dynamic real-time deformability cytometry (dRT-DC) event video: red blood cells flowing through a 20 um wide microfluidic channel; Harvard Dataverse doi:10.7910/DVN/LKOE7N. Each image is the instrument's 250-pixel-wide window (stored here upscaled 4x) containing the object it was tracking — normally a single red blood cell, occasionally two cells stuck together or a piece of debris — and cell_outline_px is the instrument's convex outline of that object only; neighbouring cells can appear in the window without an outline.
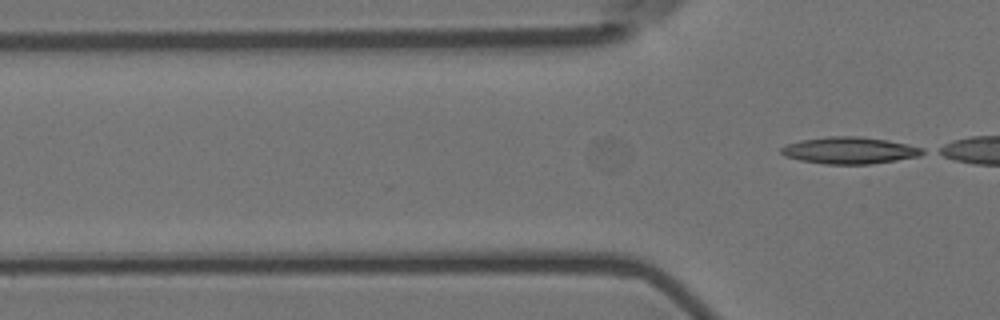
{"species": "Egyptian fruit bat (a non-hibernating species)", "species_latin": "Rousettus aegyptiacus", "temperature_condition": "room temperature", "stored_images_in_passage": 6, "camera_frame_rate_fps": 3000, "um_per_image_px": 0.085, "animal": {"sex": "female"}, "frame": {"image": 1, "passage_image": 6, "time_ms": 1.667, "image_size_px": [1000, 320], "cell_outline_px": [[928, 152], [920, 156], [896, 160], [868, 164], [824, 164], [800, 160], [784, 156], [780, 152], [780, 148], [788, 144], [800, 140], [828, 136], [860, 136], [888, 140], [908, 144], [924, 148]], "centroid_in_image_um": [72.24, 12.78], "position_along_channel_um": 53.6, "area_um2": 22.25}}